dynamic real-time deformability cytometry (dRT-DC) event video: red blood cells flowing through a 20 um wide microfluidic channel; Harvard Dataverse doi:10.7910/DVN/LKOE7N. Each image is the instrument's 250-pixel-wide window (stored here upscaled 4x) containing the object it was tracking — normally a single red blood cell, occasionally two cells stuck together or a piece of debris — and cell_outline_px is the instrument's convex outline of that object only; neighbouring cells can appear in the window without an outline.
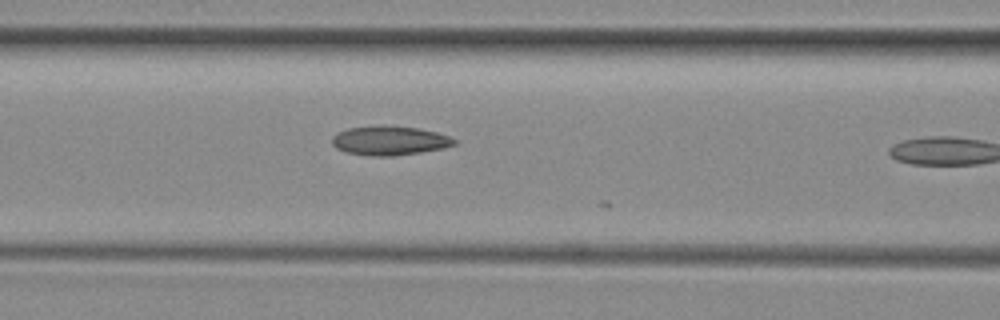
{"species": "common noctule bat (a hibernating species)", "species_latin": "Nyctalus noctula", "temperature_condition": "room temperature", "stored_images_in_passage": 12, "camera_frame_rate_fps": 3000, "um_per_image_px": 0.085, "animal": {"sex": "female", "body_mass_g": 29.2, "forearm_length_mm": 56.3}, "frame": {"image": 1, "passage_image": 11, "time_ms": 3.333, "image_size_px": [1000, 320], "cell_outline_px": [[456, 144], [444, 148], [420, 152], [392, 156], [372, 156], [344, 152], [336, 148], [332, 144], [332, 136], [336, 132], [348, 128], [420, 128], [436, 132], [448, 136], [456, 140]], "centroid_in_image_um": [33.1, 11.99], "position_along_channel_um": 133.5, "area_um2": 20.06}}